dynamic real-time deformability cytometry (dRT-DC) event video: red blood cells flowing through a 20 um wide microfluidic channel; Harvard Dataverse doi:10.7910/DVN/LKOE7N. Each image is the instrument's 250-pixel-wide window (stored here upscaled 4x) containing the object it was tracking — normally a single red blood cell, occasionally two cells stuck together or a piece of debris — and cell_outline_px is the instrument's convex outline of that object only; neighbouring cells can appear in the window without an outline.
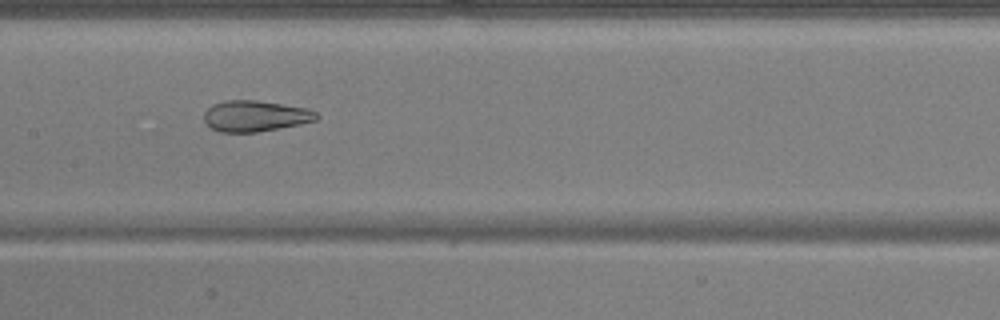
{"species": "common noctule bat (a hibernating species)", "species_latin": "Nyctalus noctula", "temperature_condition": "warm", "stored_images_in_passage": 54, "camera_frame_rate_fps": 3000, "um_per_image_px": 0.085, "animal": {"sex": "male", "body_mass_g": 17.9, "forearm_length_mm": 54.2}, "frame": {"image": 1, "passage_image": 27, "time_ms": 8.667, "image_size_px": [1000, 320], "cell_outline_px": [[320, 116], [316, 120], [300, 124], [256, 132], [220, 132], [212, 128], [204, 120], [204, 112], [212, 104], [224, 100], [256, 100], [308, 108], [316, 112]], "centroid_in_image_um": [21.7, 9.85], "position_along_channel_um": 185.7, "area_um2": 20.29}}
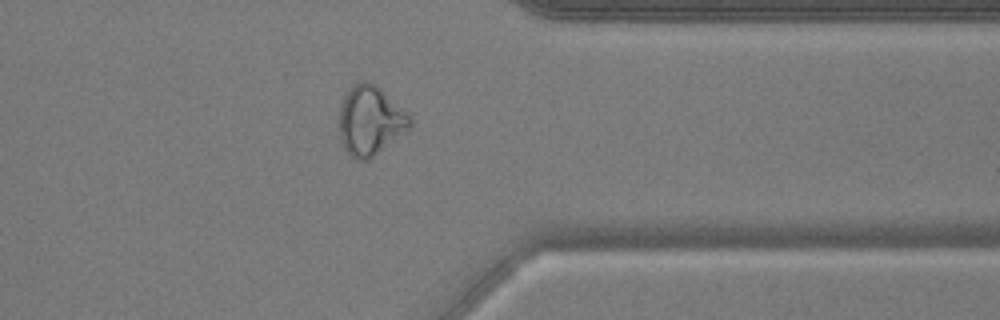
{"frame": {"image": 2, "passage_image": 43, "time_ms": 14.0, "image_size_px": [1000, 320], "cell_outline_px": [[412, 124], [408, 128], [368, 160], [356, 160], [344, 148], [340, 136], [340, 104], [348, 88], [356, 80], [368, 80], [380, 88], [404, 108], [412, 120]], "centroid_in_image_um": [31.45, 10.19], "position_along_channel_um": 380.0, "area_um2": 28.38}}
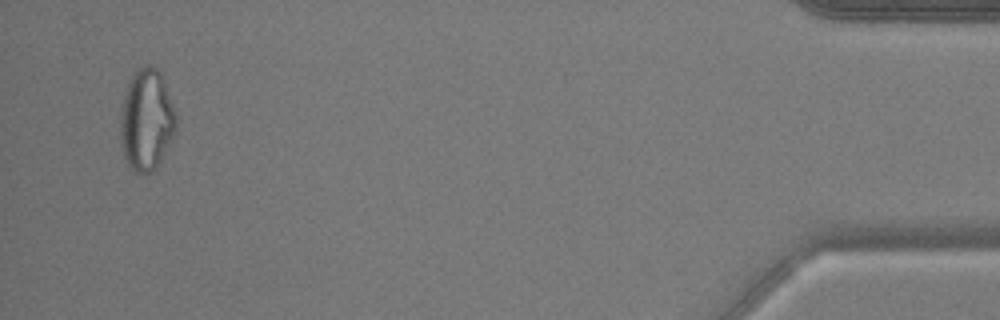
{"frame": {"image": 3, "passage_image": 52, "time_ms": 17.0, "image_size_px": [1000, 320], "cell_outline_px": [[176, 128], [156, 168], [148, 172], [136, 172], [128, 164], [124, 156], [120, 144], [120, 112], [128, 80], [144, 64], [152, 64], [160, 72], [176, 112]], "centroid_in_image_um": [12.43, 10.16], "position_along_channel_um": 422.8, "area_um2": 32.66}, "authors_computed_cell_mechanics": {"area_um2": 27.6862, "velocity_mm_per_s": 3.7653, "shape_relaxation_time_tau1_ms": null, "shape_relaxation_time_tau2_ms": 0.9992, "deformation_change_tau1": null, "deformation_change_tau2": 0.0591}}